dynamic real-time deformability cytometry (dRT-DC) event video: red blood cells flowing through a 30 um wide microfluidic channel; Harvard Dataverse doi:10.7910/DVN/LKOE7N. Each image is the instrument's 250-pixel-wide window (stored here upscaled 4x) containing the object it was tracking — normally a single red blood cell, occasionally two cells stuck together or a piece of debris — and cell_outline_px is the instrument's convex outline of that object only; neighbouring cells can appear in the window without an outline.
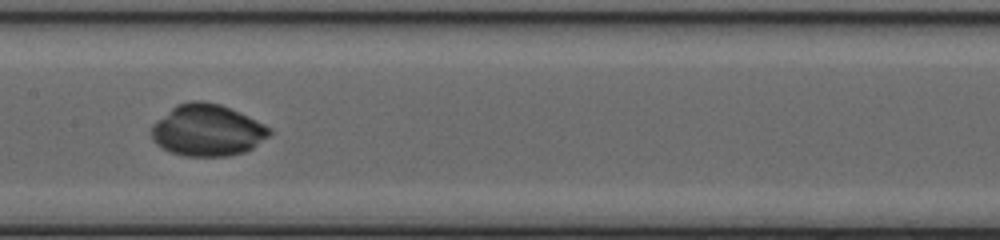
{"species": "common noctule bat (a hibernating species)", "species_latin": "Nyctalus noctula", "temperature_condition": "cold", "stored_images_in_passage": 26, "camera_frame_rate_fps": 3000, "um_per_image_px": 0.085, "animal": {"sex": "female", "body_mass_g": 20.0, "forearm_length_mm": 54.0}, "frame": {"image": 1, "passage_image": 9, "time_ms": 2.667, "image_size_px": [1000, 240], "cell_outline_px": [[272, 132], [268, 136], [252, 148], [244, 152], [228, 156], [184, 156], [160, 148], [152, 140], [152, 124], [176, 104], [192, 100], [200, 100], [220, 104], [240, 112], [272, 128]], "centroid_in_image_um": [17.61, 11.07], "position_along_channel_um": 189.8, "area_um2": 35.6}}
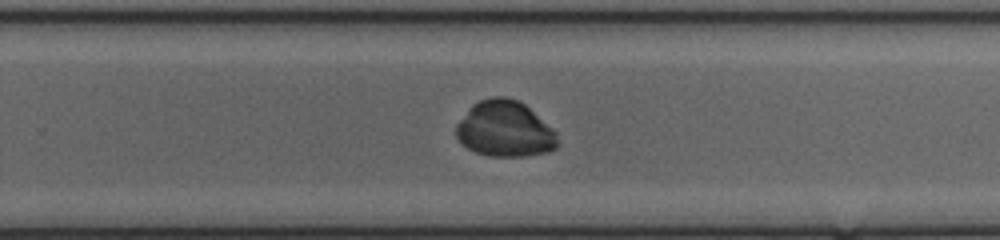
{"frame": {"image": 2, "passage_image": 16, "time_ms": 5.0, "image_size_px": [1000, 240], "cell_outline_px": [[560, 144], [556, 148], [548, 152], [524, 156], [488, 156], [476, 152], [460, 144], [456, 136], [456, 124], [472, 104], [480, 100], [492, 96], [504, 96], [520, 100], [552, 128], [556, 132]], "centroid_in_image_um": [42.91, 10.97], "position_along_channel_um": 286.9, "area_um2": 33.35}}
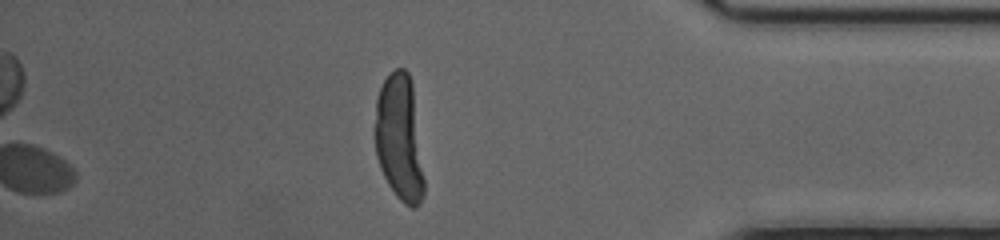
{"frame": {"image": 3, "passage_image": 26, "time_ms": 8.333, "image_size_px": [1000, 240], "cell_outline_px": [[424, 196], [420, 204], [416, 208], [412, 208], [404, 204], [396, 196], [388, 184], [380, 168], [376, 156], [376, 100], [380, 88], [384, 80], [396, 68], [404, 68], [408, 72], [412, 84], [424, 180]], "centroid_in_image_um": [33.96, 11.79], "position_along_channel_um": 401.2, "area_um2": 35.84}}